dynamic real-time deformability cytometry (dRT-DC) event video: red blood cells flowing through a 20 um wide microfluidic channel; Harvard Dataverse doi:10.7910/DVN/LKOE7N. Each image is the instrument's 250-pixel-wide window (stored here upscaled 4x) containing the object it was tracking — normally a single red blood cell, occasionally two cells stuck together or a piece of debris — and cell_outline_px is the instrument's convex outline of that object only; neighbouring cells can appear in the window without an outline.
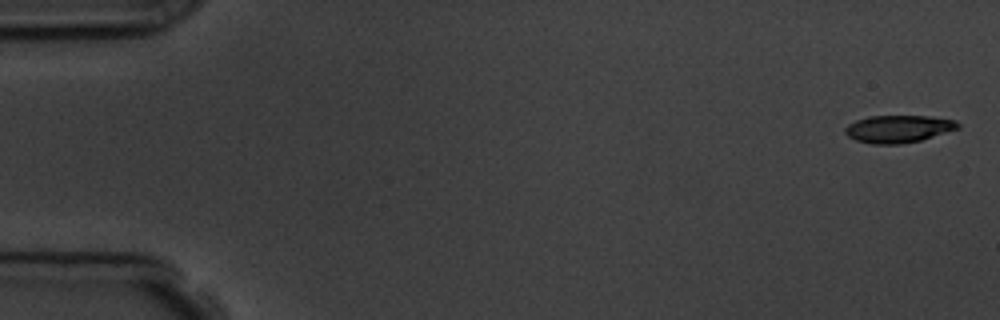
{"species": "common noctule bat (a hibernating species)", "species_latin": "Nyctalus noctula", "temperature_condition": "room temperature", "stored_images_in_passage": 5, "camera_frame_rate_fps": 3000, "um_per_image_px": 0.085, "animal": {"sex": "male", "body_mass_g": 19.5, "forearm_length_mm": 54.6}, "frame": {"image": 1, "passage_image": 1, "time_ms": 0.0, "image_size_px": [1000, 320], "cell_outline_px": [[960, 128], [920, 140], [900, 144], [872, 144], [856, 140], [848, 136], [844, 132], [844, 128], [848, 124], [856, 120], [868, 116], [928, 116], [956, 120], [960, 124]], "centroid_in_image_um": [76.35, 10.95], "position_along_channel_um": 8.7, "area_um2": 18.03}}
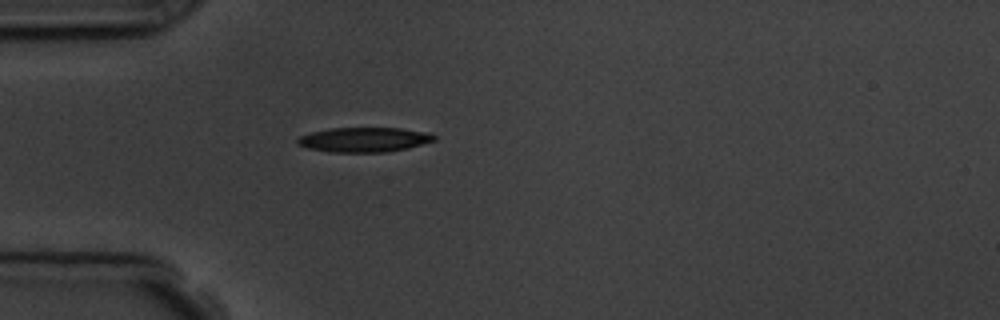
{"frame": {"image": 2, "passage_image": 5, "time_ms": 4.667, "image_size_px": [1000, 320], "cell_outline_px": [[436, 140], [408, 148], [388, 152], [328, 152], [308, 148], [296, 144], [296, 140], [300, 136], [312, 132], [332, 128], [400, 128], [424, 132], [436, 136]], "centroid_in_image_um": [30.93, 11.88], "position_along_channel_um": 54.1, "area_um2": 19.59}}